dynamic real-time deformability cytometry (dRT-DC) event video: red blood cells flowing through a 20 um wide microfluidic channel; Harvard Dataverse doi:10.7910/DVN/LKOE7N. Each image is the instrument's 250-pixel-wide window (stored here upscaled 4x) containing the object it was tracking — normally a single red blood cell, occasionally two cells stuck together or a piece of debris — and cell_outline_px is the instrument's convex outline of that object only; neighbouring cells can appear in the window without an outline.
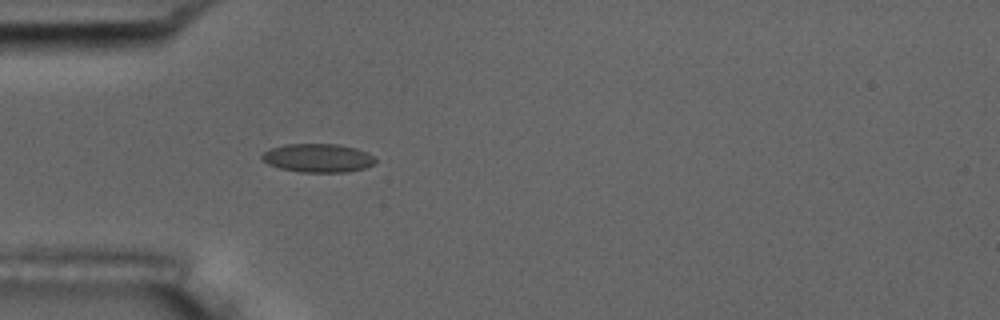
{"species": "common noctule bat (a hibernating species)", "species_latin": "Nyctalus noctula", "temperature_condition": "room temperature", "stored_images_in_passage": 4, "camera_frame_rate_fps": 3000, "um_per_image_px": 0.085, "animal": {"sex": "male", "body_mass_g": 17.5, "forearm_length_mm": 52.3}, "frame": {"image": 1, "passage_image": 4, "time_ms": 3.667, "image_size_px": [1000, 320], "cell_outline_px": [[376, 160], [372, 164], [364, 168], [344, 172], [300, 172], [280, 168], [268, 164], [260, 160], [260, 156], [264, 152], [272, 148], [284, 144], [340, 144], [356, 148], [368, 152], [376, 156]], "centroid_in_image_um": [27.02, 13.42], "position_along_channel_um": 58.0, "area_um2": 19.02}}